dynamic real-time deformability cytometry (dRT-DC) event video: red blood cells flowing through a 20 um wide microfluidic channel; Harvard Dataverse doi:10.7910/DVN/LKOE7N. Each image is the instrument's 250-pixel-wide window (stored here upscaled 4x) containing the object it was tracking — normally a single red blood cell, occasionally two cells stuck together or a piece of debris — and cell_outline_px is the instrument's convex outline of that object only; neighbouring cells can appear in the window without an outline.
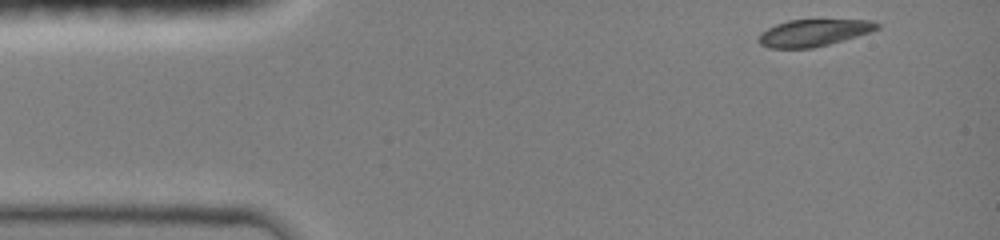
{"species": "common noctule bat (a hibernating species)", "species_latin": "Nyctalus noctula", "temperature_condition": "room temperature", "stored_images_in_passage": 9, "camera_frame_rate_fps": 3000, "um_per_image_px": 0.085, "animal": {"sex": "female", "body_mass_g": 19.0, "forearm_length_mm": 51.5}, "frame": {"image": 1, "passage_image": 1, "time_ms": 0.0, "image_size_px": [1000, 240], "cell_outline_px": [[880, 28], [844, 40], [812, 48], [768, 48], [760, 44], [760, 32], [776, 24], [788, 20], [872, 20], [880, 24]], "centroid_in_image_um": [69.15, 2.78], "position_along_channel_um": 15.8, "area_um2": 18.38}}
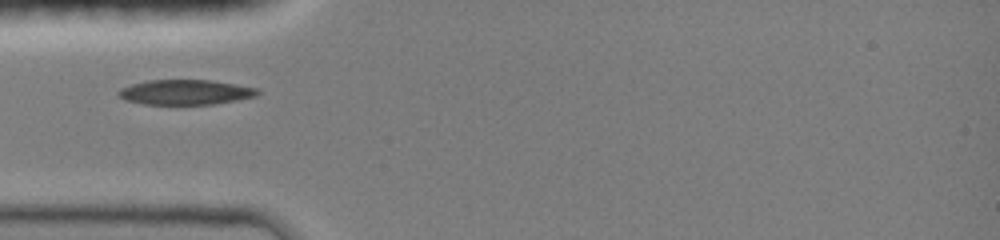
{"frame": {"image": 2, "passage_image": 6, "time_ms": 3.333, "image_size_px": [1000, 240], "cell_outline_px": [[260, 92], [256, 96], [236, 100], [212, 104], [144, 104], [124, 100], [116, 92], [120, 88], [132, 84], [148, 80], [212, 80], [260, 88]], "centroid_in_image_um": [15.77, 7.83], "position_along_channel_um": 69.2, "area_um2": 20.29}}
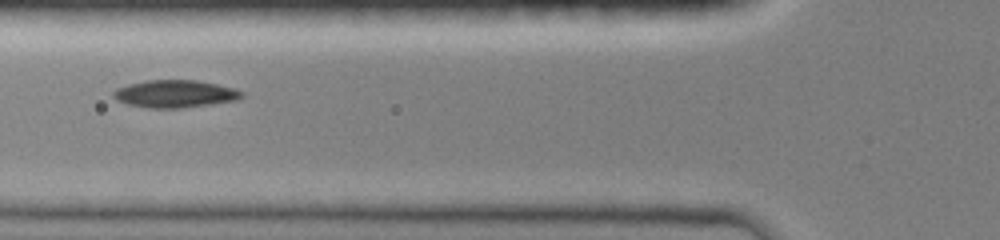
{"frame": {"image": 3, "passage_image": 8, "time_ms": 4.333, "image_size_px": [1000, 240], "cell_outline_px": [[244, 96], [236, 100], [180, 108], [148, 108], [128, 104], [116, 100], [112, 96], [112, 92], [116, 88], [128, 84], [144, 80], [196, 80], [216, 84], [232, 88], [244, 92]], "centroid_in_image_um": [14.82, 7.97], "position_along_channel_um": 111.0, "area_um2": 20.52}}